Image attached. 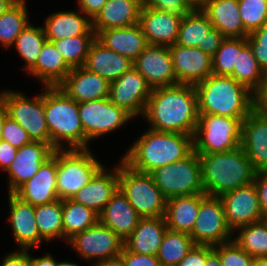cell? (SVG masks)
Wrapping results in <instances>:
<instances>
[{"instance_id": "obj_1", "label": "cell", "mask_w": 267, "mask_h": 266, "mask_svg": "<svg viewBox=\"0 0 267 266\" xmlns=\"http://www.w3.org/2000/svg\"><path fill=\"white\" fill-rule=\"evenodd\" d=\"M143 117L150 129L194 136L199 119L195 85L153 88Z\"/></svg>"}, {"instance_id": "obj_2", "label": "cell", "mask_w": 267, "mask_h": 266, "mask_svg": "<svg viewBox=\"0 0 267 266\" xmlns=\"http://www.w3.org/2000/svg\"><path fill=\"white\" fill-rule=\"evenodd\" d=\"M193 151L192 135L149 128L125 152L122 160L136 171L150 173L166 164L183 160Z\"/></svg>"}, {"instance_id": "obj_3", "label": "cell", "mask_w": 267, "mask_h": 266, "mask_svg": "<svg viewBox=\"0 0 267 266\" xmlns=\"http://www.w3.org/2000/svg\"><path fill=\"white\" fill-rule=\"evenodd\" d=\"M206 195L220 197L254 182L256 171L243 148L211 154H198Z\"/></svg>"}, {"instance_id": "obj_4", "label": "cell", "mask_w": 267, "mask_h": 266, "mask_svg": "<svg viewBox=\"0 0 267 266\" xmlns=\"http://www.w3.org/2000/svg\"><path fill=\"white\" fill-rule=\"evenodd\" d=\"M199 114L245 119L253 110V92L231 76L211 74L195 85Z\"/></svg>"}, {"instance_id": "obj_5", "label": "cell", "mask_w": 267, "mask_h": 266, "mask_svg": "<svg viewBox=\"0 0 267 266\" xmlns=\"http://www.w3.org/2000/svg\"><path fill=\"white\" fill-rule=\"evenodd\" d=\"M45 88V120L54 149H85L78 103L59 86ZM67 145H63V141Z\"/></svg>"}, {"instance_id": "obj_6", "label": "cell", "mask_w": 267, "mask_h": 266, "mask_svg": "<svg viewBox=\"0 0 267 266\" xmlns=\"http://www.w3.org/2000/svg\"><path fill=\"white\" fill-rule=\"evenodd\" d=\"M104 167L87 149H57L56 191L60 200L71 199Z\"/></svg>"}, {"instance_id": "obj_7", "label": "cell", "mask_w": 267, "mask_h": 266, "mask_svg": "<svg viewBox=\"0 0 267 266\" xmlns=\"http://www.w3.org/2000/svg\"><path fill=\"white\" fill-rule=\"evenodd\" d=\"M119 164V189L141 218L165 217L167 198L149 173L132 169L122 159Z\"/></svg>"}, {"instance_id": "obj_8", "label": "cell", "mask_w": 267, "mask_h": 266, "mask_svg": "<svg viewBox=\"0 0 267 266\" xmlns=\"http://www.w3.org/2000/svg\"><path fill=\"white\" fill-rule=\"evenodd\" d=\"M245 119L199 114L193 136L197 154H211L235 150L241 142V126Z\"/></svg>"}, {"instance_id": "obj_9", "label": "cell", "mask_w": 267, "mask_h": 266, "mask_svg": "<svg viewBox=\"0 0 267 266\" xmlns=\"http://www.w3.org/2000/svg\"><path fill=\"white\" fill-rule=\"evenodd\" d=\"M167 198L205 193L199 155L193 151L183 160L166 164L149 173Z\"/></svg>"}, {"instance_id": "obj_10", "label": "cell", "mask_w": 267, "mask_h": 266, "mask_svg": "<svg viewBox=\"0 0 267 266\" xmlns=\"http://www.w3.org/2000/svg\"><path fill=\"white\" fill-rule=\"evenodd\" d=\"M41 93L29 98L18 91L2 90L0 98L6 105L8 116L28 132L31 141L50 144L45 120V91Z\"/></svg>"}, {"instance_id": "obj_11", "label": "cell", "mask_w": 267, "mask_h": 266, "mask_svg": "<svg viewBox=\"0 0 267 266\" xmlns=\"http://www.w3.org/2000/svg\"><path fill=\"white\" fill-rule=\"evenodd\" d=\"M78 113L85 134V149L88 142L124 126L133 117L109 98L78 103Z\"/></svg>"}, {"instance_id": "obj_12", "label": "cell", "mask_w": 267, "mask_h": 266, "mask_svg": "<svg viewBox=\"0 0 267 266\" xmlns=\"http://www.w3.org/2000/svg\"><path fill=\"white\" fill-rule=\"evenodd\" d=\"M232 230L226 222L220 197L201 193V203L192 233L195 244L218 245L232 241Z\"/></svg>"}, {"instance_id": "obj_13", "label": "cell", "mask_w": 267, "mask_h": 266, "mask_svg": "<svg viewBox=\"0 0 267 266\" xmlns=\"http://www.w3.org/2000/svg\"><path fill=\"white\" fill-rule=\"evenodd\" d=\"M81 258L93 264L118 259L124 248V241L100 221L83 232L76 233L67 242Z\"/></svg>"}, {"instance_id": "obj_14", "label": "cell", "mask_w": 267, "mask_h": 266, "mask_svg": "<svg viewBox=\"0 0 267 266\" xmlns=\"http://www.w3.org/2000/svg\"><path fill=\"white\" fill-rule=\"evenodd\" d=\"M151 90L145 78L132 67L110 83L108 98L136 118L143 116Z\"/></svg>"}, {"instance_id": "obj_15", "label": "cell", "mask_w": 267, "mask_h": 266, "mask_svg": "<svg viewBox=\"0 0 267 266\" xmlns=\"http://www.w3.org/2000/svg\"><path fill=\"white\" fill-rule=\"evenodd\" d=\"M133 67L152 89L179 84L168 46L148 45L133 61Z\"/></svg>"}, {"instance_id": "obj_16", "label": "cell", "mask_w": 267, "mask_h": 266, "mask_svg": "<svg viewBox=\"0 0 267 266\" xmlns=\"http://www.w3.org/2000/svg\"><path fill=\"white\" fill-rule=\"evenodd\" d=\"M227 225L234 231L238 228L261 221L262 214L254 182L220 196Z\"/></svg>"}, {"instance_id": "obj_17", "label": "cell", "mask_w": 267, "mask_h": 266, "mask_svg": "<svg viewBox=\"0 0 267 266\" xmlns=\"http://www.w3.org/2000/svg\"><path fill=\"white\" fill-rule=\"evenodd\" d=\"M179 84L196 85L212 74V57L197 47L169 46Z\"/></svg>"}, {"instance_id": "obj_18", "label": "cell", "mask_w": 267, "mask_h": 266, "mask_svg": "<svg viewBox=\"0 0 267 266\" xmlns=\"http://www.w3.org/2000/svg\"><path fill=\"white\" fill-rule=\"evenodd\" d=\"M54 150L51 144L33 141L20 147L14 161L6 171L9 178L8 193H14L31 179Z\"/></svg>"}, {"instance_id": "obj_19", "label": "cell", "mask_w": 267, "mask_h": 266, "mask_svg": "<svg viewBox=\"0 0 267 266\" xmlns=\"http://www.w3.org/2000/svg\"><path fill=\"white\" fill-rule=\"evenodd\" d=\"M240 146L256 172H267V113L253 110L245 118Z\"/></svg>"}, {"instance_id": "obj_20", "label": "cell", "mask_w": 267, "mask_h": 266, "mask_svg": "<svg viewBox=\"0 0 267 266\" xmlns=\"http://www.w3.org/2000/svg\"><path fill=\"white\" fill-rule=\"evenodd\" d=\"M57 149L45 160L37 173L21 185L14 194L34 206L58 200L56 191Z\"/></svg>"}, {"instance_id": "obj_21", "label": "cell", "mask_w": 267, "mask_h": 266, "mask_svg": "<svg viewBox=\"0 0 267 266\" xmlns=\"http://www.w3.org/2000/svg\"><path fill=\"white\" fill-rule=\"evenodd\" d=\"M9 222L13 237L20 249L39 248L42 242L35 218V206L21 200L14 193H8Z\"/></svg>"}, {"instance_id": "obj_22", "label": "cell", "mask_w": 267, "mask_h": 266, "mask_svg": "<svg viewBox=\"0 0 267 266\" xmlns=\"http://www.w3.org/2000/svg\"><path fill=\"white\" fill-rule=\"evenodd\" d=\"M182 18L142 6L139 25L148 45L171 46L177 41Z\"/></svg>"}, {"instance_id": "obj_23", "label": "cell", "mask_w": 267, "mask_h": 266, "mask_svg": "<svg viewBox=\"0 0 267 266\" xmlns=\"http://www.w3.org/2000/svg\"><path fill=\"white\" fill-rule=\"evenodd\" d=\"M59 87L74 101L83 103L108 98L110 82L85 67H76Z\"/></svg>"}, {"instance_id": "obj_24", "label": "cell", "mask_w": 267, "mask_h": 266, "mask_svg": "<svg viewBox=\"0 0 267 266\" xmlns=\"http://www.w3.org/2000/svg\"><path fill=\"white\" fill-rule=\"evenodd\" d=\"M103 167L95 177L72 196V200L100 214L119 188V164L110 172ZM109 171V172H108Z\"/></svg>"}, {"instance_id": "obj_25", "label": "cell", "mask_w": 267, "mask_h": 266, "mask_svg": "<svg viewBox=\"0 0 267 266\" xmlns=\"http://www.w3.org/2000/svg\"><path fill=\"white\" fill-rule=\"evenodd\" d=\"M141 217L118 188L99 214V221L125 241L138 226Z\"/></svg>"}, {"instance_id": "obj_26", "label": "cell", "mask_w": 267, "mask_h": 266, "mask_svg": "<svg viewBox=\"0 0 267 266\" xmlns=\"http://www.w3.org/2000/svg\"><path fill=\"white\" fill-rule=\"evenodd\" d=\"M84 67L111 83L132 68L133 61L108 49L96 38L89 49Z\"/></svg>"}, {"instance_id": "obj_27", "label": "cell", "mask_w": 267, "mask_h": 266, "mask_svg": "<svg viewBox=\"0 0 267 266\" xmlns=\"http://www.w3.org/2000/svg\"><path fill=\"white\" fill-rule=\"evenodd\" d=\"M142 4L137 0H107L92 19L96 35L101 30L139 24Z\"/></svg>"}, {"instance_id": "obj_28", "label": "cell", "mask_w": 267, "mask_h": 266, "mask_svg": "<svg viewBox=\"0 0 267 266\" xmlns=\"http://www.w3.org/2000/svg\"><path fill=\"white\" fill-rule=\"evenodd\" d=\"M43 31L47 41H56L77 35H96L92 20L82 11H59L45 19Z\"/></svg>"}, {"instance_id": "obj_29", "label": "cell", "mask_w": 267, "mask_h": 266, "mask_svg": "<svg viewBox=\"0 0 267 266\" xmlns=\"http://www.w3.org/2000/svg\"><path fill=\"white\" fill-rule=\"evenodd\" d=\"M201 10L213 28L225 37L246 38L249 35L241 20L238 0H207Z\"/></svg>"}, {"instance_id": "obj_30", "label": "cell", "mask_w": 267, "mask_h": 266, "mask_svg": "<svg viewBox=\"0 0 267 266\" xmlns=\"http://www.w3.org/2000/svg\"><path fill=\"white\" fill-rule=\"evenodd\" d=\"M167 229L165 217L141 218L124 241V248L133 253L156 256Z\"/></svg>"}, {"instance_id": "obj_31", "label": "cell", "mask_w": 267, "mask_h": 266, "mask_svg": "<svg viewBox=\"0 0 267 266\" xmlns=\"http://www.w3.org/2000/svg\"><path fill=\"white\" fill-rule=\"evenodd\" d=\"M96 38L108 49L134 61L148 46L139 24L101 30Z\"/></svg>"}, {"instance_id": "obj_32", "label": "cell", "mask_w": 267, "mask_h": 266, "mask_svg": "<svg viewBox=\"0 0 267 266\" xmlns=\"http://www.w3.org/2000/svg\"><path fill=\"white\" fill-rule=\"evenodd\" d=\"M72 68L66 63L53 42L46 41L36 64L28 71L45 87L59 86Z\"/></svg>"}, {"instance_id": "obj_33", "label": "cell", "mask_w": 267, "mask_h": 266, "mask_svg": "<svg viewBox=\"0 0 267 266\" xmlns=\"http://www.w3.org/2000/svg\"><path fill=\"white\" fill-rule=\"evenodd\" d=\"M201 203V193L167 199L165 220L167 228L191 234Z\"/></svg>"}, {"instance_id": "obj_34", "label": "cell", "mask_w": 267, "mask_h": 266, "mask_svg": "<svg viewBox=\"0 0 267 266\" xmlns=\"http://www.w3.org/2000/svg\"><path fill=\"white\" fill-rule=\"evenodd\" d=\"M212 28L208 16L201 9H193L182 18L175 44L197 47L204 52V40Z\"/></svg>"}, {"instance_id": "obj_35", "label": "cell", "mask_w": 267, "mask_h": 266, "mask_svg": "<svg viewBox=\"0 0 267 266\" xmlns=\"http://www.w3.org/2000/svg\"><path fill=\"white\" fill-rule=\"evenodd\" d=\"M99 214L93 209L74 202L72 199L62 200L63 239L68 242L76 233L95 225Z\"/></svg>"}, {"instance_id": "obj_36", "label": "cell", "mask_w": 267, "mask_h": 266, "mask_svg": "<svg viewBox=\"0 0 267 266\" xmlns=\"http://www.w3.org/2000/svg\"><path fill=\"white\" fill-rule=\"evenodd\" d=\"M194 245L190 234L167 229L156 256L162 266H178Z\"/></svg>"}, {"instance_id": "obj_37", "label": "cell", "mask_w": 267, "mask_h": 266, "mask_svg": "<svg viewBox=\"0 0 267 266\" xmlns=\"http://www.w3.org/2000/svg\"><path fill=\"white\" fill-rule=\"evenodd\" d=\"M26 0H17L0 15V45L12 48L15 39L29 23Z\"/></svg>"}, {"instance_id": "obj_38", "label": "cell", "mask_w": 267, "mask_h": 266, "mask_svg": "<svg viewBox=\"0 0 267 266\" xmlns=\"http://www.w3.org/2000/svg\"><path fill=\"white\" fill-rule=\"evenodd\" d=\"M35 218L40 237L49 243L63 239L62 200L35 206Z\"/></svg>"}, {"instance_id": "obj_39", "label": "cell", "mask_w": 267, "mask_h": 266, "mask_svg": "<svg viewBox=\"0 0 267 266\" xmlns=\"http://www.w3.org/2000/svg\"><path fill=\"white\" fill-rule=\"evenodd\" d=\"M47 41L43 27H35L31 22L21 31L15 39L13 46L25 61V69L29 71L37 62L40 51Z\"/></svg>"}, {"instance_id": "obj_40", "label": "cell", "mask_w": 267, "mask_h": 266, "mask_svg": "<svg viewBox=\"0 0 267 266\" xmlns=\"http://www.w3.org/2000/svg\"><path fill=\"white\" fill-rule=\"evenodd\" d=\"M238 236L233 238L243 250L253 258L267 256V227L261 220L238 228Z\"/></svg>"}, {"instance_id": "obj_41", "label": "cell", "mask_w": 267, "mask_h": 266, "mask_svg": "<svg viewBox=\"0 0 267 266\" xmlns=\"http://www.w3.org/2000/svg\"><path fill=\"white\" fill-rule=\"evenodd\" d=\"M96 35H77L52 41L71 68L84 67Z\"/></svg>"}, {"instance_id": "obj_42", "label": "cell", "mask_w": 267, "mask_h": 266, "mask_svg": "<svg viewBox=\"0 0 267 266\" xmlns=\"http://www.w3.org/2000/svg\"><path fill=\"white\" fill-rule=\"evenodd\" d=\"M262 75L263 70L259 67L250 46L246 44L237 54L231 77L253 92L258 87Z\"/></svg>"}, {"instance_id": "obj_43", "label": "cell", "mask_w": 267, "mask_h": 266, "mask_svg": "<svg viewBox=\"0 0 267 266\" xmlns=\"http://www.w3.org/2000/svg\"><path fill=\"white\" fill-rule=\"evenodd\" d=\"M246 44V38L225 37L212 57V74L231 76L237 60V54Z\"/></svg>"}, {"instance_id": "obj_44", "label": "cell", "mask_w": 267, "mask_h": 266, "mask_svg": "<svg viewBox=\"0 0 267 266\" xmlns=\"http://www.w3.org/2000/svg\"><path fill=\"white\" fill-rule=\"evenodd\" d=\"M244 29L250 34L267 24V0H238Z\"/></svg>"}, {"instance_id": "obj_45", "label": "cell", "mask_w": 267, "mask_h": 266, "mask_svg": "<svg viewBox=\"0 0 267 266\" xmlns=\"http://www.w3.org/2000/svg\"><path fill=\"white\" fill-rule=\"evenodd\" d=\"M213 250L219 255L222 266H251L253 261V257L233 240L214 245Z\"/></svg>"}, {"instance_id": "obj_46", "label": "cell", "mask_w": 267, "mask_h": 266, "mask_svg": "<svg viewBox=\"0 0 267 266\" xmlns=\"http://www.w3.org/2000/svg\"><path fill=\"white\" fill-rule=\"evenodd\" d=\"M247 44L250 46L259 67L267 70V24L253 30L247 37Z\"/></svg>"}, {"instance_id": "obj_47", "label": "cell", "mask_w": 267, "mask_h": 266, "mask_svg": "<svg viewBox=\"0 0 267 266\" xmlns=\"http://www.w3.org/2000/svg\"><path fill=\"white\" fill-rule=\"evenodd\" d=\"M2 140L7 141L17 149L32 142L28 132L9 116L4 121Z\"/></svg>"}, {"instance_id": "obj_48", "label": "cell", "mask_w": 267, "mask_h": 266, "mask_svg": "<svg viewBox=\"0 0 267 266\" xmlns=\"http://www.w3.org/2000/svg\"><path fill=\"white\" fill-rule=\"evenodd\" d=\"M143 6L162 10L179 18L193 10L186 0H144Z\"/></svg>"}, {"instance_id": "obj_49", "label": "cell", "mask_w": 267, "mask_h": 266, "mask_svg": "<svg viewBox=\"0 0 267 266\" xmlns=\"http://www.w3.org/2000/svg\"><path fill=\"white\" fill-rule=\"evenodd\" d=\"M118 259L123 266H162L157 256L133 253L125 248H123Z\"/></svg>"}, {"instance_id": "obj_50", "label": "cell", "mask_w": 267, "mask_h": 266, "mask_svg": "<svg viewBox=\"0 0 267 266\" xmlns=\"http://www.w3.org/2000/svg\"><path fill=\"white\" fill-rule=\"evenodd\" d=\"M206 258L207 245L195 244L178 266H205Z\"/></svg>"}, {"instance_id": "obj_51", "label": "cell", "mask_w": 267, "mask_h": 266, "mask_svg": "<svg viewBox=\"0 0 267 266\" xmlns=\"http://www.w3.org/2000/svg\"><path fill=\"white\" fill-rule=\"evenodd\" d=\"M253 108L267 113V70L263 71L258 87L253 91Z\"/></svg>"}, {"instance_id": "obj_52", "label": "cell", "mask_w": 267, "mask_h": 266, "mask_svg": "<svg viewBox=\"0 0 267 266\" xmlns=\"http://www.w3.org/2000/svg\"><path fill=\"white\" fill-rule=\"evenodd\" d=\"M254 185L258 195L262 218L267 217V172H256Z\"/></svg>"}, {"instance_id": "obj_53", "label": "cell", "mask_w": 267, "mask_h": 266, "mask_svg": "<svg viewBox=\"0 0 267 266\" xmlns=\"http://www.w3.org/2000/svg\"><path fill=\"white\" fill-rule=\"evenodd\" d=\"M0 266H30V253L28 249H19L7 254Z\"/></svg>"}, {"instance_id": "obj_54", "label": "cell", "mask_w": 267, "mask_h": 266, "mask_svg": "<svg viewBox=\"0 0 267 266\" xmlns=\"http://www.w3.org/2000/svg\"><path fill=\"white\" fill-rule=\"evenodd\" d=\"M224 39L225 36L219 30L212 28L204 40V53L213 57Z\"/></svg>"}, {"instance_id": "obj_55", "label": "cell", "mask_w": 267, "mask_h": 266, "mask_svg": "<svg viewBox=\"0 0 267 266\" xmlns=\"http://www.w3.org/2000/svg\"><path fill=\"white\" fill-rule=\"evenodd\" d=\"M17 148L10 145L7 141H0V169L7 171L11 163L14 161Z\"/></svg>"}, {"instance_id": "obj_56", "label": "cell", "mask_w": 267, "mask_h": 266, "mask_svg": "<svg viewBox=\"0 0 267 266\" xmlns=\"http://www.w3.org/2000/svg\"><path fill=\"white\" fill-rule=\"evenodd\" d=\"M107 0H78V8L91 20L101 10Z\"/></svg>"}, {"instance_id": "obj_57", "label": "cell", "mask_w": 267, "mask_h": 266, "mask_svg": "<svg viewBox=\"0 0 267 266\" xmlns=\"http://www.w3.org/2000/svg\"><path fill=\"white\" fill-rule=\"evenodd\" d=\"M58 262L51 254H46L43 257H33L30 255V266H57Z\"/></svg>"}, {"instance_id": "obj_58", "label": "cell", "mask_w": 267, "mask_h": 266, "mask_svg": "<svg viewBox=\"0 0 267 266\" xmlns=\"http://www.w3.org/2000/svg\"><path fill=\"white\" fill-rule=\"evenodd\" d=\"M205 266H222L219 255L213 250V246L207 245V258Z\"/></svg>"}, {"instance_id": "obj_59", "label": "cell", "mask_w": 267, "mask_h": 266, "mask_svg": "<svg viewBox=\"0 0 267 266\" xmlns=\"http://www.w3.org/2000/svg\"><path fill=\"white\" fill-rule=\"evenodd\" d=\"M7 116H8V111H7L6 105L3 102V100L0 98V141L2 140V130L4 126V121Z\"/></svg>"}, {"instance_id": "obj_60", "label": "cell", "mask_w": 267, "mask_h": 266, "mask_svg": "<svg viewBox=\"0 0 267 266\" xmlns=\"http://www.w3.org/2000/svg\"><path fill=\"white\" fill-rule=\"evenodd\" d=\"M92 266H123L122 262L119 259L98 262Z\"/></svg>"}, {"instance_id": "obj_61", "label": "cell", "mask_w": 267, "mask_h": 266, "mask_svg": "<svg viewBox=\"0 0 267 266\" xmlns=\"http://www.w3.org/2000/svg\"><path fill=\"white\" fill-rule=\"evenodd\" d=\"M17 0H0V15H2Z\"/></svg>"}, {"instance_id": "obj_62", "label": "cell", "mask_w": 267, "mask_h": 266, "mask_svg": "<svg viewBox=\"0 0 267 266\" xmlns=\"http://www.w3.org/2000/svg\"><path fill=\"white\" fill-rule=\"evenodd\" d=\"M207 0H186L193 9H201Z\"/></svg>"}, {"instance_id": "obj_63", "label": "cell", "mask_w": 267, "mask_h": 266, "mask_svg": "<svg viewBox=\"0 0 267 266\" xmlns=\"http://www.w3.org/2000/svg\"><path fill=\"white\" fill-rule=\"evenodd\" d=\"M251 266H267V256L253 258Z\"/></svg>"}, {"instance_id": "obj_64", "label": "cell", "mask_w": 267, "mask_h": 266, "mask_svg": "<svg viewBox=\"0 0 267 266\" xmlns=\"http://www.w3.org/2000/svg\"><path fill=\"white\" fill-rule=\"evenodd\" d=\"M57 266H79L78 264H76V263H73V262H64V261H62V262H58V265Z\"/></svg>"}, {"instance_id": "obj_65", "label": "cell", "mask_w": 267, "mask_h": 266, "mask_svg": "<svg viewBox=\"0 0 267 266\" xmlns=\"http://www.w3.org/2000/svg\"><path fill=\"white\" fill-rule=\"evenodd\" d=\"M261 220L265 223V225L267 227V217H263Z\"/></svg>"}, {"instance_id": "obj_66", "label": "cell", "mask_w": 267, "mask_h": 266, "mask_svg": "<svg viewBox=\"0 0 267 266\" xmlns=\"http://www.w3.org/2000/svg\"><path fill=\"white\" fill-rule=\"evenodd\" d=\"M137 1H139L143 5L144 0H137Z\"/></svg>"}]
</instances>
